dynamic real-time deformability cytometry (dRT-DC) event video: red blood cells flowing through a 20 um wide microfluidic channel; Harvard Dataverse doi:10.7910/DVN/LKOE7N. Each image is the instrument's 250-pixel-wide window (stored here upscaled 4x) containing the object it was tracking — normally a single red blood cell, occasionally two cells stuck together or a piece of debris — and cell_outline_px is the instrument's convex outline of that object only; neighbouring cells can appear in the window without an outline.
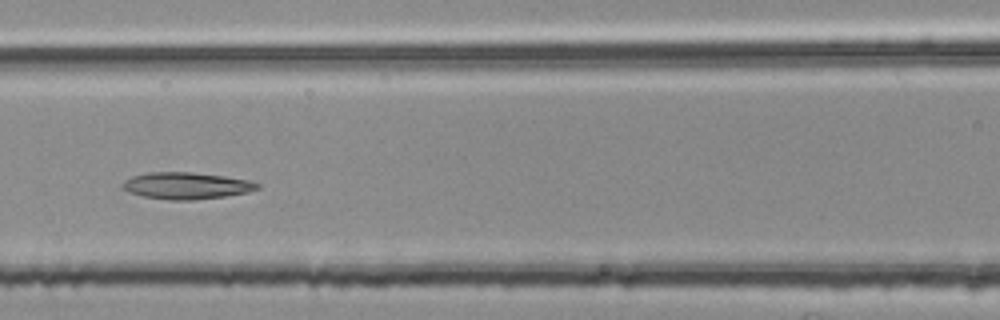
{"species": "common noctule bat (a hibernating species)", "species_latin": "Nyctalus noctula", "temperature_condition": "room temperature", "stored_images_in_passage": 47, "segment_of_instrument_passage": [2, 2], "camera_frame_rate_fps": 3000, "um_per_image_px": 0.085, "animal": {"sex": "female", "body_mass_g": 25.1}, "frame": {"image": 1, "passage_image": 19, "time_ms": 6.0, "image_size_px": [1000, 320], "cell_outline_px": [[260, 188], [248, 192], [224, 196], [192, 200], [168, 200], [144, 196], [128, 192], [120, 188], [120, 184], [124, 180], [132, 176], [148, 172], [192, 172], [224, 176], [248, 180], [260, 184]], "centroid_in_image_um": [15.79, 15.78], "position_along_channel_um": 150.8, "area_um2": 21.1}}
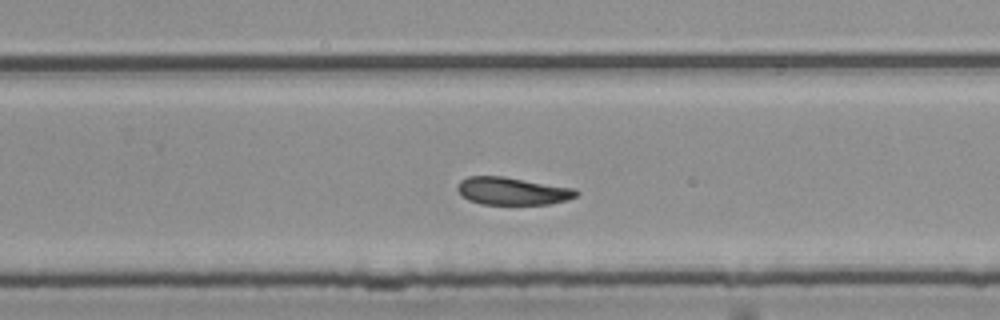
{"frame": {"image": 2, "passage_image": 30, "time_ms": 9.667, "image_size_px": [1000, 320], "cell_outline_px": [[580, 192], [576, 196], [568, 200], [552, 204], [480, 204], [468, 200], [460, 196], [456, 188], [460, 180], [468, 176], [504, 176], [576, 188]], "centroid_in_image_um": [43.55, 16.24], "position_along_channel_um": 286.2, "area_um2": 19.48}}
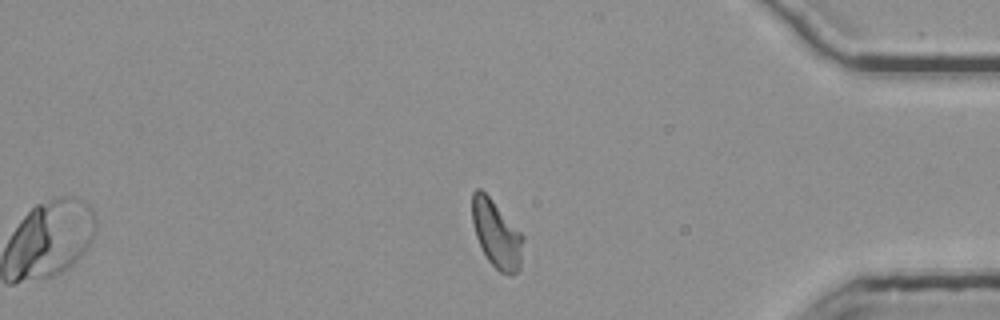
{"frame": {"image": 3, "passage_image": 41, "time_ms": 13.333, "image_size_px": [1000, 320], "cell_outline_px": [[524, 240], [520, 268], [512, 276], [508, 276], [500, 272], [488, 260], [476, 236], [472, 224], [472, 192], [476, 188], [480, 188], [492, 200], [524, 236]], "centroid_in_image_um": [42.21, 19.91], "position_along_channel_um": 393.0, "area_um2": 19.94}}